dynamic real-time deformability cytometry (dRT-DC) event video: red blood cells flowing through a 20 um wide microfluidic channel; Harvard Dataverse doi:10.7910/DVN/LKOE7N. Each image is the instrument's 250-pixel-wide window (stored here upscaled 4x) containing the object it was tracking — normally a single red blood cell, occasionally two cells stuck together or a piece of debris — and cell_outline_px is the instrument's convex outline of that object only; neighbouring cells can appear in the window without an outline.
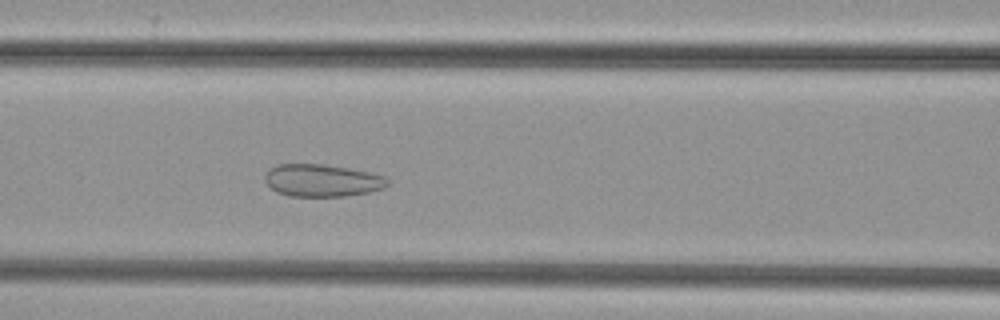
{"species": "common noctule bat (a hibernating species)", "species_latin": "Nyctalus noctula", "temperature_condition": "cold", "stored_images_in_passage": 43, "camera_frame_rate_fps": 3000, "um_per_image_px": 0.085, "animal": {"sex": "female", "body_mass_g": 29.2, "forearm_length_mm": 56.3}, "frame": {"image": 1, "passage_image": 13, "time_ms": 4.0, "image_size_px": [1000, 320], "cell_outline_px": [[388, 184], [384, 188], [368, 192], [344, 196], [288, 196], [276, 192], [264, 180], [264, 176], [268, 168], [276, 164], [320, 164], [348, 168], [368, 172], [384, 176], [388, 180]], "centroid_in_image_um": [27.33, 15.33], "position_along_channel_um": 139.3, "area_um2": 23.12}}
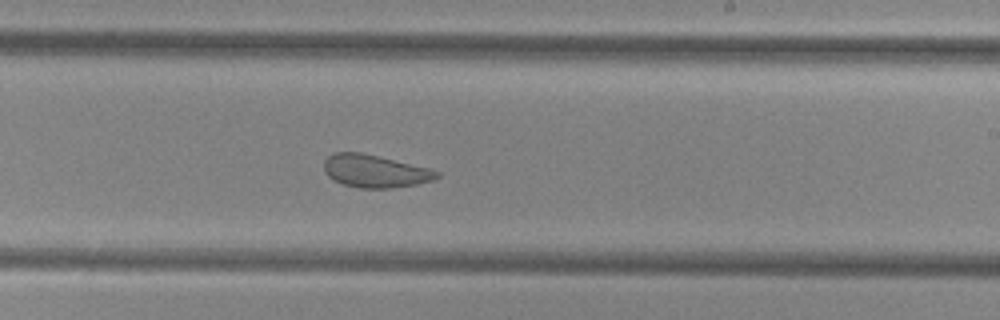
{"frame": {"image": 2, "passage_image": 22, "time_ms": 7.0, "image_size_px": [1000, 320], "cell_outline_px": [[440, 176], [432, 180], [416, 184], [388, 188], [360, 188], [344, 184], [332, 180], [324, 172], [324, 160], [332, 152], [360, 152], [428, 168], [440, 172]], "centroid_in_image_um": [31.82, 14.54], "position_along_channel_um": 257.2, "area_um2": 21.33}}
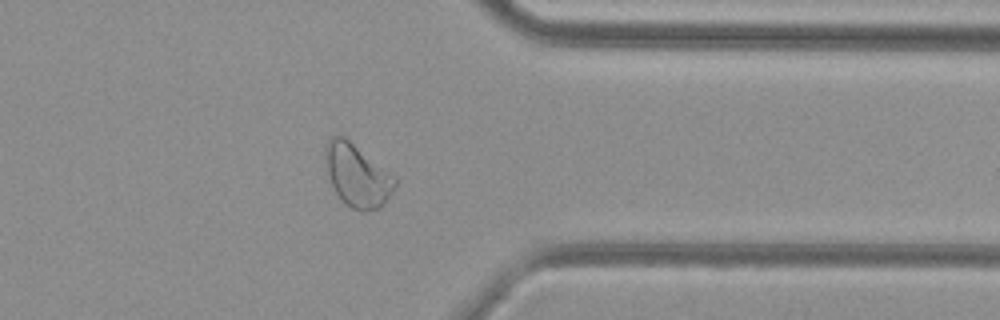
{"frame": {"image": 3, "passage_image": 32, "time_ms": 10.333, "image_size_px": [1000, 320], "cell_outline_px": [[396, 184], [392, 192], [384, 204], [380, 208], [352, 208], [344, 204], [336, 192], [332, 184], [328, 172], [324, 156], [324, 148], [328, 140], [332, 136], [344, 136], [396, 176]], "centroid_in_image_um": [30.36, 14.87], "position_along_channel_um": 381.0, "area_um2": 25.03}}